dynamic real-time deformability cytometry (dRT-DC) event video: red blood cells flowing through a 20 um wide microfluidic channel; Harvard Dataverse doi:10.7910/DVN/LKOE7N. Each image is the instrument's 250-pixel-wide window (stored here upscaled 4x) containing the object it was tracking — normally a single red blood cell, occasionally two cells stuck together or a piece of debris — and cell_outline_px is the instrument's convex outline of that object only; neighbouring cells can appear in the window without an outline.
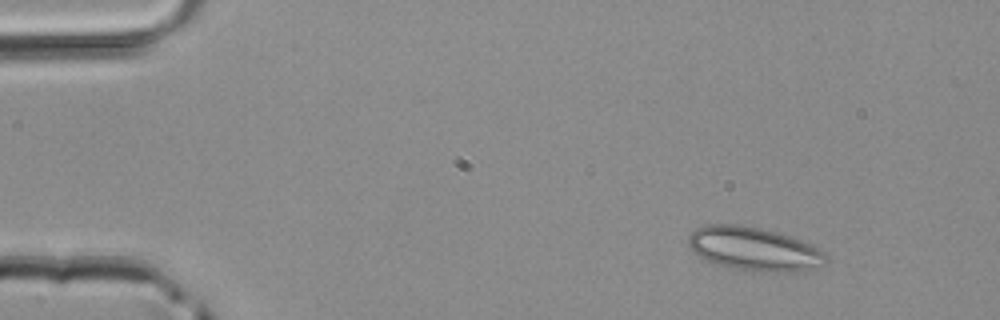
{"species": "common noctule bat (a hibernating species)", "species_latin": "Nyctalus noctula", "temperature_condition": "room temperature", "stored_images_in_passage": 3, "camera_frame_rate_fps": 3000, "um_per_image_px": 0.085, "animal": {"sex": "male", "body_mass_g": 20.4}, "frame": {"image": 1, "passage_image": 1, "time_ms": 0.0, "image_size_px": [1000, 320], "cell_outline_px": [[828, 260], [824, 264], [804, 272], [764, 272], [736, 268], [720, 264], [708, 260], [700, 256], [688, 244], [688, 236], [696, 228], [708, 224], [736, 224], [760, 228], [776, 232], [800, 240], [824, 252]], "centroid_in_image_um": [64.12, 21.16], "position_along_channel_um": 20.9, "area_um2": 34.51}}